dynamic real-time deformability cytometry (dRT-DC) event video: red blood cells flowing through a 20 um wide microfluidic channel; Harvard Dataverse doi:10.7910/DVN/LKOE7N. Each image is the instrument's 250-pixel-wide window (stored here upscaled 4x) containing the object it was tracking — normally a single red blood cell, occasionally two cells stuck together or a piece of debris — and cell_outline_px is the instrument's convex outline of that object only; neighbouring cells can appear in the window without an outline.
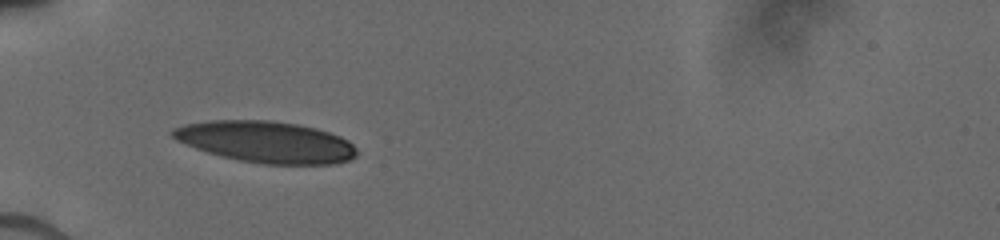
{"species": "human", "species_latin": "Homo sapiens", "temperature_condition": "cold", "stored_images_in_passage": 21, "camera_frame_rate_fps": 3000, "um_per_image_px": 0.085, "donor": {"sex": "male"}, "frame": {"image": 1, "passage_image": 1, "time_ms": 0.0, "image_size_px": [1000, 240], "cell_outline_px": [[356, 156], [348, 160], [336, 164], [264, 164], [236, 160], [220, 156], [196, 148], [176, 140], [168, 132], [172, 128], [184, 124], [212, 120], [268, 120], [296, 124], [328, 132], [340, 136], [348, 140], [356, 148]], "centroid_in_image_um": [22.58, 12.07], "position_along_channel_um": 62.4, "area_um2": 44.45}}
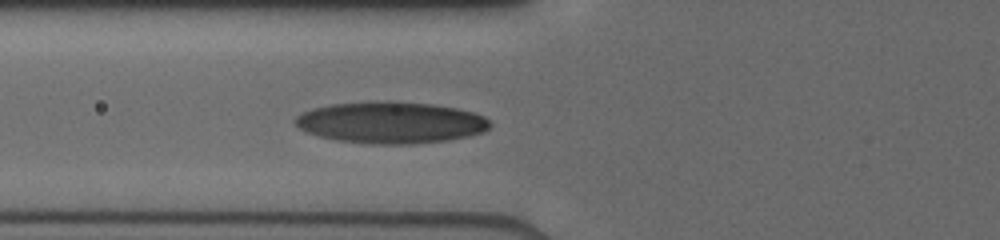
{"frame": {"image": 2, "passage_image": 7, "time_ms": 1.0, "image_size_px": [1000, 240], "cell_outline_px": [[492, 124], [484, 132], [468, 136], [448, 140], [412, 144], [372, 144], [340, 140], [320, 136], [304, 132], [292, 120], [296, 116], [304, 112], [316, 108], [332, 104], [388, 100], [432, 104], [456, 108], [472, 112], [484, 116]], "centroid_in_image_um": [33.24, 10.41], "position_along_channel_um": 92.6, "area_um2": 47.16}}
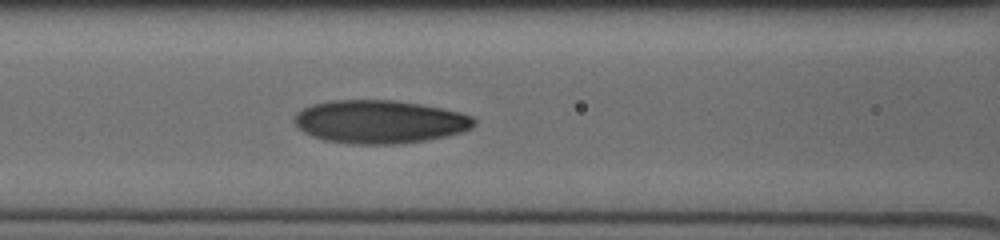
{"frame": {"image": 3, "passage_image": 14, "time_ms": 2.0, "image_size_px": [1000, 240], "cell_outline_px": [[476, 124], [472, 128], [464, 132], [448, 136], [404, 144], [348, 144], [324, 140], [312, 136], [296, 128], [292, 120], [296, 112], [312, 104], [328, 100], [392, 100], [420, 104], [460, 112], [472, 116], [476, 120]], "centroid_in_image_um": [32.26, 10.36], "position_along_channel_um": 134.3, "area_um2": 45.84}}